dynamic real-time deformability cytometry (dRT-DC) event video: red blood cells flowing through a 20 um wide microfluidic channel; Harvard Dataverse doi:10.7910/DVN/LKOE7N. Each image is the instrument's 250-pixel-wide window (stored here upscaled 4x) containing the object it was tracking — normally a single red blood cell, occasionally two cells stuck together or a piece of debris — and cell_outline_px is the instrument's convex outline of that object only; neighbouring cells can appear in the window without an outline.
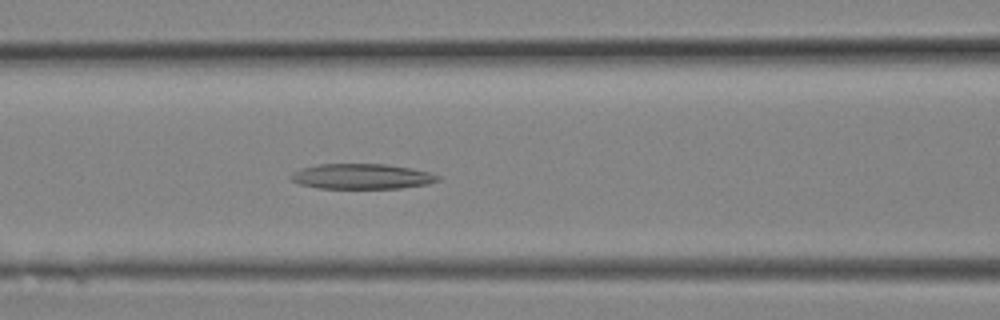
{"species": "Egyptian fruit bat (a non-hibernating species)", "species_latin": "Rousettus aegyptiacus", "temperature_condition": "room temperature", "stored_images_in_passage": 6, "camera_frame_rate_fps": 3000, "um_per_image_px": 0.085, "animal": {"sex": "female"}, "frame": {"image": 1, "passage_image": 6, "time_ms": 1.667, "image_size_px": [1000, 320], "cell_outline_px": [[440, 180], [428, 184], [400, 188], [320, 188], [300, 184], [292, 180], [288, 176], [292, 172], [300, 168], [316, 164], [384, 164], [412, 168], [428, 172], [440, 176]], "centroid_in_image_um": [30.73, 14.99], "position_along_channel_um": 135.9, "area_um2": 21.68}}